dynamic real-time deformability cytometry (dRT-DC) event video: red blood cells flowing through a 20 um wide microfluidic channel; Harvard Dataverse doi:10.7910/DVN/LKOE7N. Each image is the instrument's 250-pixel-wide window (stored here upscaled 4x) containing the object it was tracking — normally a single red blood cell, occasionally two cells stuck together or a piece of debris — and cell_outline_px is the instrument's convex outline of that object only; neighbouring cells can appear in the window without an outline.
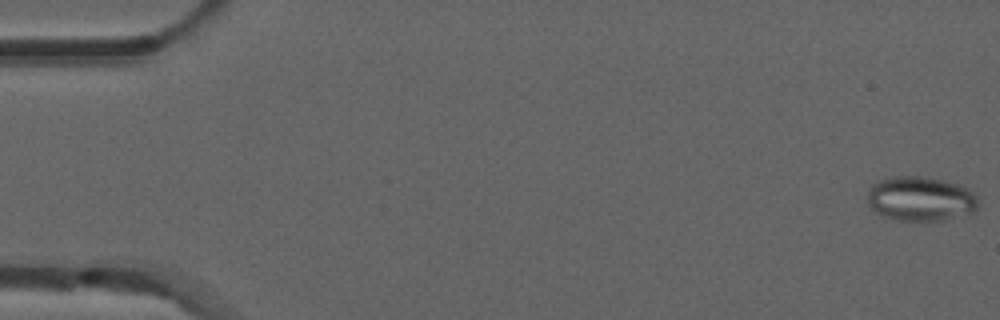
{"species": "common noctule bat (a hibernating species)", "species_latin": "Nyctalus noctula", "temperature_condition": "room temperature", "stored_images_in_passage": 4, "camera_frame_rate_fps": 3000, "um_per_image_px": 0.085, "animal": {"sex": "male", "forearm_length_mm": 52.5}, "frame": {"image": 1, "passage_image": 1, "time_ms": 0.0, "image_size_px": [1000, 320], "cell_outline_px": [[976, 208], [972, 212], [944, 220], [896, 220], [884, 216], [876, 212], [868, 204], [868, 192], [872, 184], [880, 180], [892, 176], [920, 176], [944, 180], [960, 184], [968, 188], [976, 196]], "centroid_in_image_um": [78.22, 16.88], "position_along_channel_um": 6.8, "area_um2": 28.61}}